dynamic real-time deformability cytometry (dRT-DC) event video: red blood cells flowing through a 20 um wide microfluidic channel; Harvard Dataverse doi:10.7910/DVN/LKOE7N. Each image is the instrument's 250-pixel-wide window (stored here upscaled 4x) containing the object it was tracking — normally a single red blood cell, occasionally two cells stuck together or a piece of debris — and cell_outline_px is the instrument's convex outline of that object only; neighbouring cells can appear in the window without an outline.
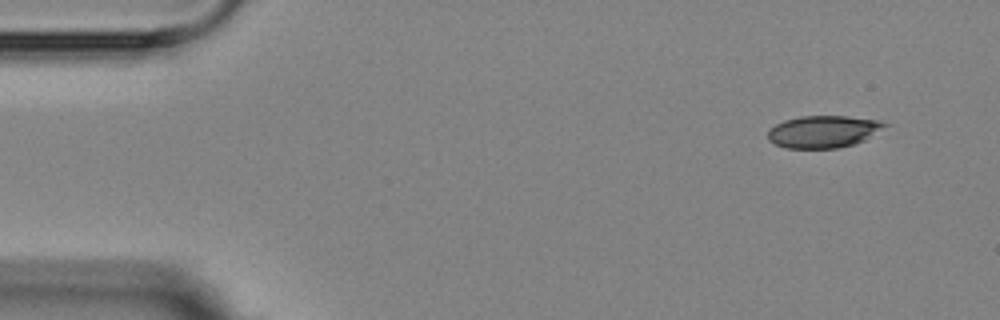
{"species": "Egyptian fruit bat (a non-hibernating species)", "species_latin": "Rousettus aegyptiacus", "temperature_condition": "room temperature", "stored_images_in_passage": 4, "camera_frame_rate_fps": 3000, "um_per_image_px": 0.085, "animal": {"sex": "female"}, "frame": {"image": 1, "passage_image": 1, "time_ms": 0.0, "image_size_px": [1000, 320], "cell_outline_px": [[888, 124], [864, 140], [856, 144], [836, 148], [784, 148], [768, 140], [768, 132], [776, 124], [784, 120], [800, 116], [848, 116], [880, 120]], "centroid_in_image_um": [69.97, 11.18], "position_along_channel_um": 15.0, "area_um2": 21.79}}
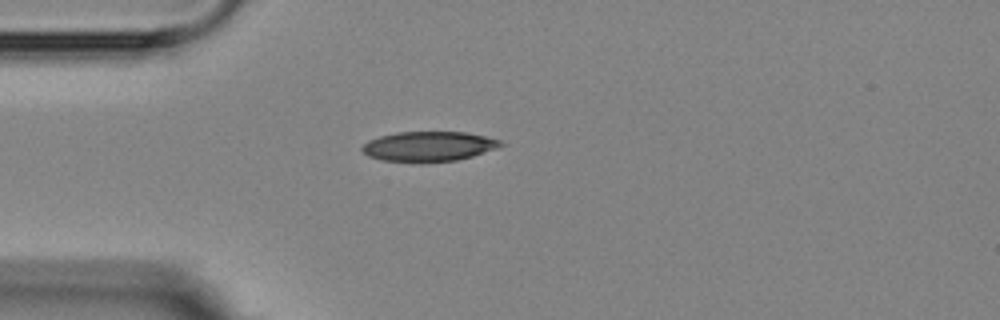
{"frame": {"image": 2, "passage_image": 4, "time_ms": 3.333, "image_size_px": [1000, 320], "cell_outline_px": [[504, 144], [496, 148], [472, 156], [456, 160], [420, 164], [380, 160], [368, 156], [360, 148], [368, 140], [380, 136], [396, 132], [468, 132], [500, 140]], "centroid_in_image_um": [36.39, 12.46], "position_along_channel_um": 48.6, "area_um2": 24.51}}